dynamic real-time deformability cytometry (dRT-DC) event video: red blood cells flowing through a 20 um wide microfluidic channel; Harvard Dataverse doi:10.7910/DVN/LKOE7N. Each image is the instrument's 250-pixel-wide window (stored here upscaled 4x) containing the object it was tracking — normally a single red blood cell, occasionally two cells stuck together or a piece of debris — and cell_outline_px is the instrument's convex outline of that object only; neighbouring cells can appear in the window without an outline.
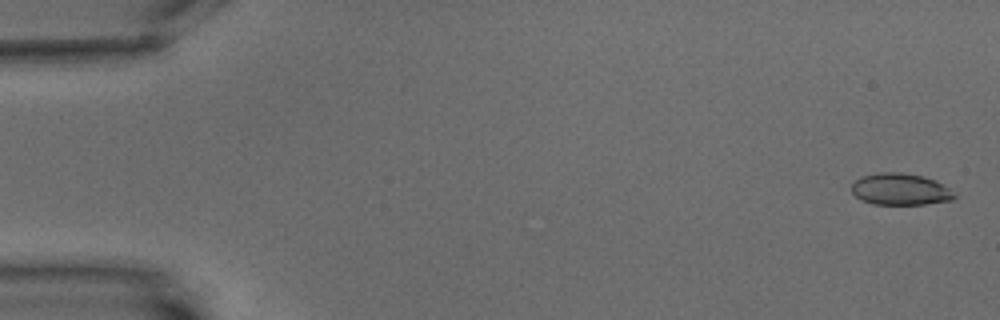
{"species": "common noctule bat (a hibernating species)", "species_latin": "Nyctalus noctula", "temperature_condition": "warm", "stored_images_in_passage": 6, "segment_of_instrument_passage": [1, 2], "camera_frame_rate_fps": 3000, "um_per_image_px": 0.085, "animal": {"sex": "male", "body_mass_g": 15.6}, "frame": {"image": 1, "passage_image": 1, "time_ms": 0.0, "image_size_px": [1000, 320], "cell_outline_px": [[956, 196], [952, 200], [924, 204], [872, 204], [860, 200], [852, 192], [852, 184], [860, 176], [880, 172], [900, 172], [924, 176], [936, 180], [956, 192]], "centroid_in_image_um": [76.54, 16.08], "position_along_channel_um": 8.5, "area_um2": 19.19}}
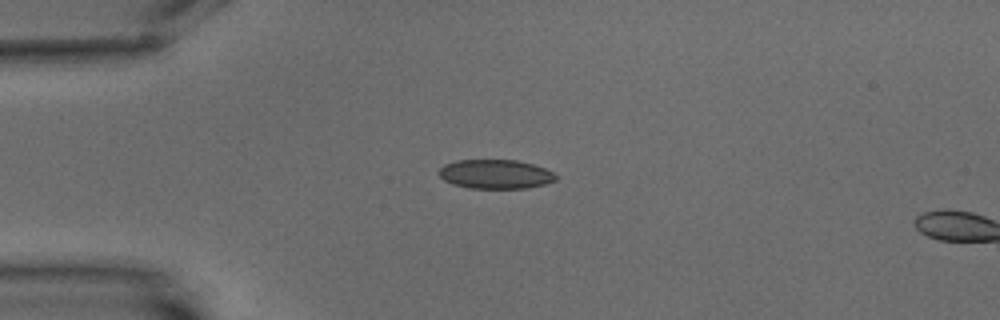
{"frame": {"image": 2, "passage_image": 5, "time_ms": 4.667, "image_size_px": [1000, 320], "cell_outline_px": [[556, 180], [544, 184], [528, 188], [468, 188], [452, 184], [444, 180], [440, 176], [440, 168], [444, 164], [456, 160], [516, 160], [532, 164], [544, 168], [552, 172], [556, 176]], "centroid_in_image_um": [42.09, 14.8], "position_along_channel_um": 42.9, "area_um2": 19.77}}